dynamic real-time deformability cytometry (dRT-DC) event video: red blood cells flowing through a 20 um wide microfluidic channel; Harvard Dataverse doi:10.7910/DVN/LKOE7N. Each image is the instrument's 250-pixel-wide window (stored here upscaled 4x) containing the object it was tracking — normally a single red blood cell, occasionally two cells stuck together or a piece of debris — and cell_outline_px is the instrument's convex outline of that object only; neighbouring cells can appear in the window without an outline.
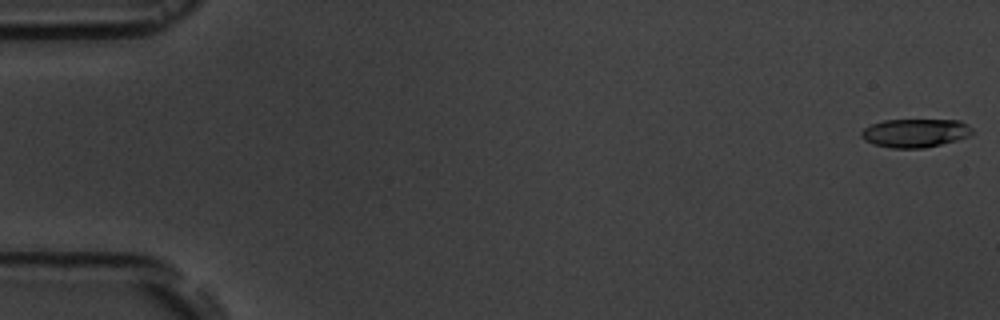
{"species": "common noctule bat (a hibernating species)", "species_latin": "Nyctalus noctula", "temperature_condition": "room temperature", "stored_images_in_passage": 11, "camera_frame_rate_fps": 3000, "um_per_image_px": 0.085, "animal": {"sex": "male", "body_mass_g": 19.5, "forearm_length_mm": 54.6}, "frame": {"image": 1, "passage_image": 1, "time_ms": 0.0, "image_size_px": [1000, 320], "cell_outline_px": [[972, 132], [968, 136], [956, 140], [924, 148], [892, 148], [872, 144], [864, 140], [860, 136], [860, 132], [864, 128], [872, 124], [884, 120], [960, 120], [968, 124], [972, 128]], "centroid_in_image_um": [77.76, 11.3], "position_along_channel_um": 7.2, "area_um2": 18.44}}
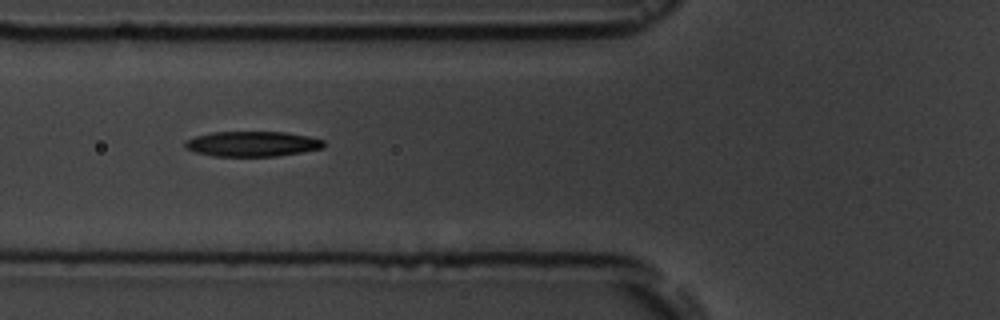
{"frame": {"image": 2, "passage_image": 7, "time_ms": 6.667, "image_size_px": [1000, 320], "cell_outline_px": [[324, 148], [276, 156], [212, 156], [196, 152], [184, 148], [184, 140], [196, 136], [212, 132], [288, 132], [308, 136], [324, 140]], "centroid_in_image_um": [21.42, 12.22], "position_along_channel_um": 104.4, "area_um2": 20.4}}
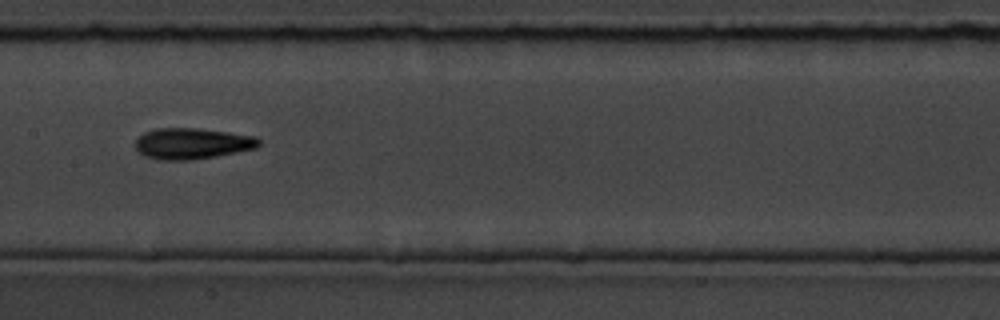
{"frame": {"image": 3, "passage_image": 9, "time_ms": 9.0, "image_size_px": [1000, 320], "cell_outline_px": [[260, 144], [256, 148], [216, 156], [192, 160], [160, 160], [144, 156], [136, 148], [136, 140], [144, 132], [156, 128], [196, 128], [228, 132], [256, 136], [260, 140]], "centroid_in_image_um": [16.33, 12.2], "position_along_channel_um": 191.1, "area_um2": 22.31}}